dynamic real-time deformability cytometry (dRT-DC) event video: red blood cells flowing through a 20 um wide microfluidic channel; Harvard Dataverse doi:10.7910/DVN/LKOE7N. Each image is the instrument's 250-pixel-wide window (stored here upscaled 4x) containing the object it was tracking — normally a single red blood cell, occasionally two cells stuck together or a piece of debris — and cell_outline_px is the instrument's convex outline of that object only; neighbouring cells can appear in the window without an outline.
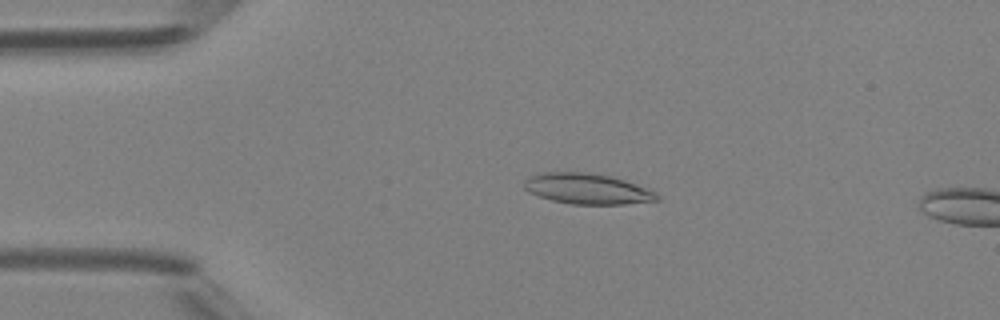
{"species": "Egyptian fruit bat (a non-hibernating species)", "species_latin": "Rousettus aegyptiacus", "temperature_condition": "room temperature", "stored_images_in_passage": 14, "camera_frame_rate_fps": 3000, "um_per_image_px": 0.085, "animal": {"sex": "female"}, "frame": {"image": 1, "passage_image": 10, "time_ms": 3.0, "image_size_px": [1000, 320], "cell_outline_px": [[660, 200], [624, 204], [572, 204], [552, 200], [528, 192], [524, 188], [524, 180], [528, 176], [544, 172], [588, 172], [612, 176], [652, 188], [660, 196]], "centroid_in_image_um": [49.97, 16.04], "position_along_channel_um": 35.0, "area_um2": 24.04}}